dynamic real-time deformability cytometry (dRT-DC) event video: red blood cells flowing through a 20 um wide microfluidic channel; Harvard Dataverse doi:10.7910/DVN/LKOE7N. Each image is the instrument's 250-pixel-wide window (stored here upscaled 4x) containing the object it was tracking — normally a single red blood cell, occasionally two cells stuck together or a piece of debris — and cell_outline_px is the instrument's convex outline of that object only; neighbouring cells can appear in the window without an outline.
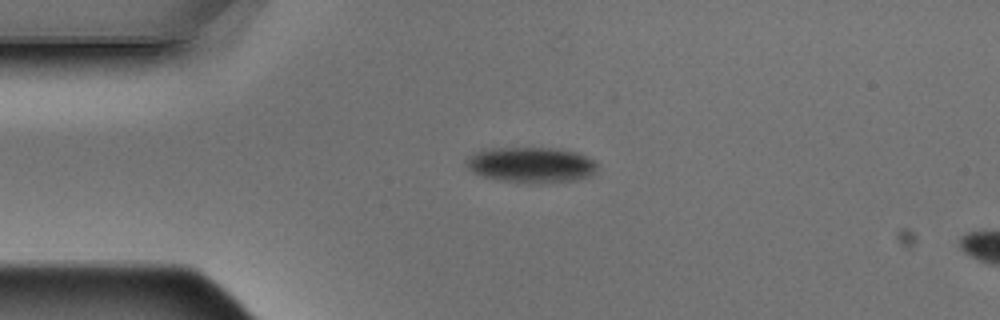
{"species": "Egyptian fruit bat (a non-hibernating species)", "species_latin": "Rousettus aegyptiacus", "temperature_condition": "warm", "stored_images_in_passage": 1, "camera_frame_rate_fps": 3000, "um_per_image_px": 0.085, "animal": {"sex": "male"}, "frame": {"image": 1, "passage_image": 1, "time_ms": 0.0, "image_size_px": [1000, 320], "cell_outline_px": [[596, 168], [592, 176], [576, 180], [528, 184], [480, 176], [472, 172], [464, 164], [464, 160], [472, 152], [480, 148], [556, 148], [580, 152], [596, 160]], "centroid_in_image_um": [45.11, 14.0], "position_along_channel_um": 39.9, "area_um2": 27.86}}